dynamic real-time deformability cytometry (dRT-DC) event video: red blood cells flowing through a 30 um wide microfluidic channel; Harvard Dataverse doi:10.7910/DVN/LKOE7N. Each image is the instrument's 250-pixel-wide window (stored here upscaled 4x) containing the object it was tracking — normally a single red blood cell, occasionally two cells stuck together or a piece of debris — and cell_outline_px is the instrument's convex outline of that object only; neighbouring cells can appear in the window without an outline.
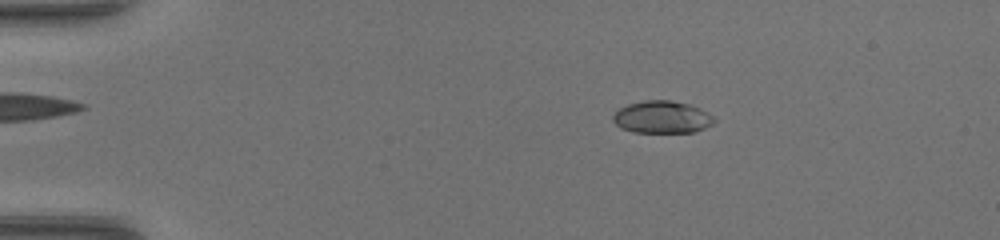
{"species": "common noctule bat (a hibernating species)", "species_latin": "Nyctalus noctula", "temperature_condition": "warm", "stored_images_in_passage": 47, "camera_frame_rate_fps": 3000, "um_per_image_px": 0.085, "animal": {"sex": "female", "body_mass_g": 17.0, "forearm_length_mm": 48.0}, "frame": {"image": 1, "passage_image": 9, "time_ms": 2.667, "image_size_px": [1000, 240], "cell_outline_px": [[716, 120], [712, 124], [704, 128], [692, 132], [632, 132], [620, 128], [612, 120], [612, 116], [620, 108], [628, 104], [644, 100], [668, 100], [688, 104], [700, 108], [716, 116]], "centroid_in_image_um": [56.28, 9.95], "position_along_channel_um": 28.7, "area_um2": 19.13}}
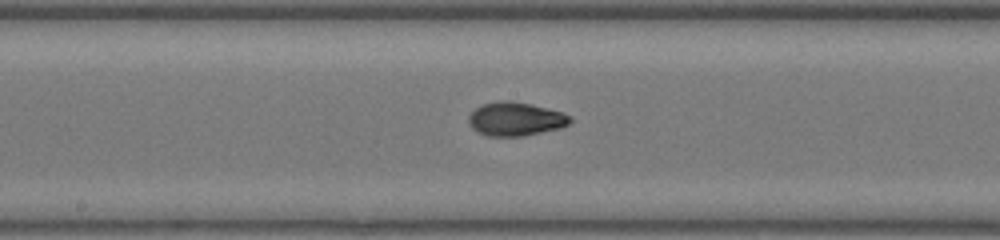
{"frame": {"image": 2, "passage_image": 26, "time_ms": 8.333, "image_size_px": [1000, 240], "cell_outline_px": [[572, 120], [568, 124], [560, 128], [524, 136], [488, 136], [476, 132], [468, 124], [468, 116], [476, 108], [484, 104], [496, 100], [508, 100], [532, 104], [564, 112], [572, 116]], "centroid_in_image_um": [43.82, 10.11], "position_along_channel_um": 204.4, "area_um2": 20.17}}
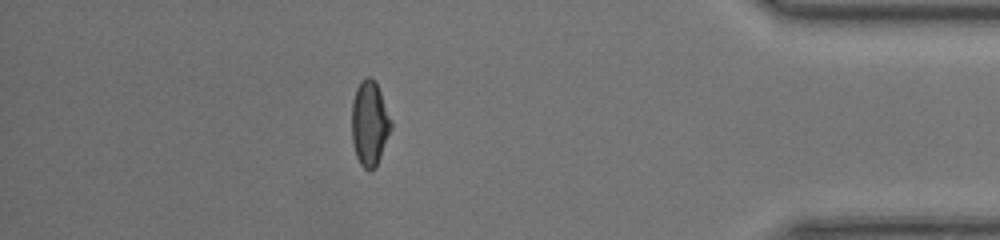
{"frame": {"image": 3, "passage_image": 42, "time_ms": 13.667, "image_size_px": [1000, 240], "cell_outline_px": [[392, 128], [376, 168], [372, 172], [368, 172], [360, 164], [356, 156], [352, 144], [352, 100], [356, 88], [360, 80], [368, 76], [372, 76], [376, 80], [392, 120]], "centroid_in_image_um": [31.42, 10.49], "position_along_channel_um": 403.8, "area_um2": 20.0}}